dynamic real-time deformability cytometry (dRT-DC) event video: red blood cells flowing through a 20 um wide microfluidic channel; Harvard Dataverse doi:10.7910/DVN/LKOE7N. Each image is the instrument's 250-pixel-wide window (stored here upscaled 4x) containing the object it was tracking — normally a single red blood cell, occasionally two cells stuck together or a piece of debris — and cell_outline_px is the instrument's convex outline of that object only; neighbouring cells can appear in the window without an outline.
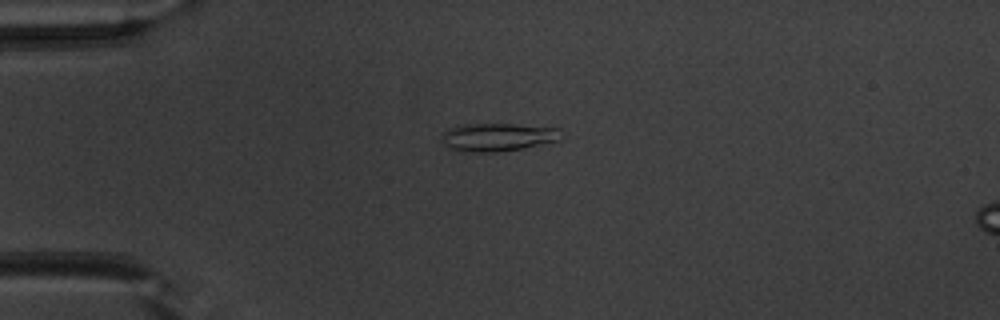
{"species": "common noctule bat (a hibernating species)", "species_latin": "Nyctalus noctula", "temperature_condition": "warm", "stored_images_in_passage": 39, "camera_frame_rate_fps": 3000, "um_per_image_px": 0.085, "animal": {"sex": "male", "body_mass_g": 20.1, "forearm_length_mm": 53.5}, "frame": {"image": 1, "passage_image": 1, "time_ms": 0.0, "image_size_px": [1000, 320], "cell_outline_px": [[560, 140], [524, 148], [496, 152], [472, 152], [448, 148], [440, 140], [444, 132], [448, 128], [464, 124], [516, 124], [560, 128]], "centroid_in_image_um": [42.3, 11.65], "position_along_channel_um": 42.7, "area_um2": 19.59}}
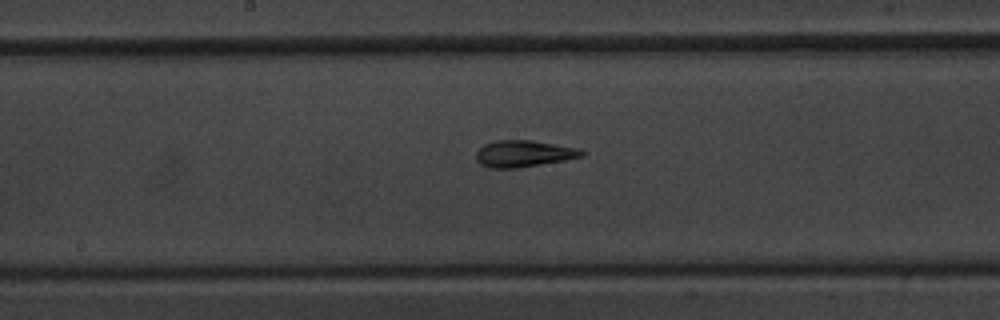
{"frame": {"image": 2, "passage_image": 15, "time_ms": 4.667, "image_size_px": [1000, 320], "cell_outline_px": [[584, 156], [564, 160], [516, 168], [488, 168], [480, 164], [476, 160], [476, 152], [484, 144], [496, 140], [532, 140], [580, 148], [584, 152]], "centroid_in_image_um": [44.5, 13.05], "position_along_channel_um": 203.7, "area_um2": 16.42}}
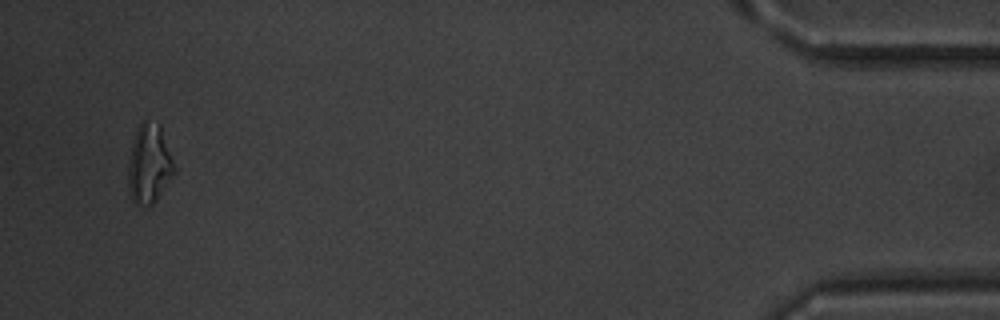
{"frame": {"image": 3, "passage_image": 37, "time_ms": 12.0, "image_size_px": [1000, 320], "cell_outline_px": [[176, 172], [156, 200], [148, 208], [136, 204], [132, 200], [128, 192], [128, 164], [132, 140], [136, 128], [144, 120], [160, 124]], "centroid_in_image_um": [12.65, 13.97], "position_along_channel_um": 422.5, "area_um2": 21.39}, "authors_computed_cell_mechanics": {"area_um2": 16.3574, "velocity_mm_per_s": 4.0187, "shape_relaxation_time_tau1_ms": 8.3643, "shape_relaxation_time_tau2_ms": 2.0606, "deformation_change_tau1": 0.2595, "deformation_change_tau2": 0.1169}}